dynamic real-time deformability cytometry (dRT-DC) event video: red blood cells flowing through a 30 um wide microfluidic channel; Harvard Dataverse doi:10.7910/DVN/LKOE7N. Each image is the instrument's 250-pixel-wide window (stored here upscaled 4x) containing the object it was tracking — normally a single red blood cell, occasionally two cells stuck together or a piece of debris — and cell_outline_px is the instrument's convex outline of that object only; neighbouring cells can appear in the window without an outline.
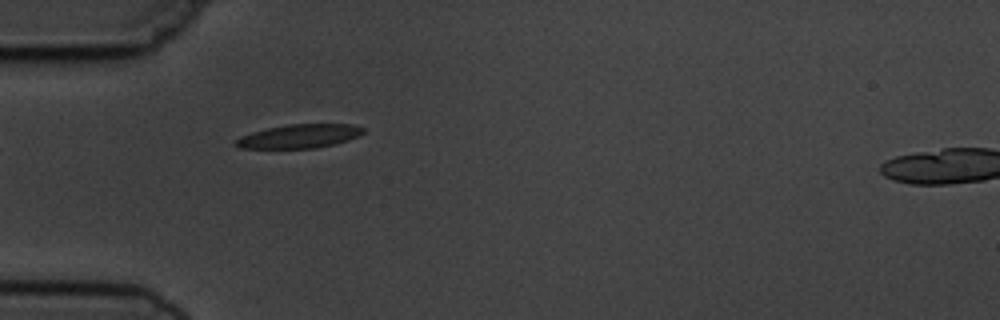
{"species": "common noctule bat (a hibernating species)", "species_latin": "Nyctalus noctula", "temperature_condition": "cold", "stored_images_in_passage": 10, "camera_frame_rate_fps": 3000, "um_per_image_px": 0.085, "animal": {"sex": "male", "body_mass_g": 19.5, "forearm_length_mm": 54.6}, "frame": {"image": 1, "passage_image": 4, "time_ms": 3.333, "image_size_px": [1000, 320], "cell_outline_px": [[364, 132], [360, 136], [336, 144], [316, 148], [240, 148], [232, 144], [232, 140], [240, 136], [252, 132], [268, 128], [288, 124], [352, 124], [364, 128]], "centroid_in_image_um": [25.42, 11.58], "position_along_channel_um": 59.6, "area_um2": 17.86}}
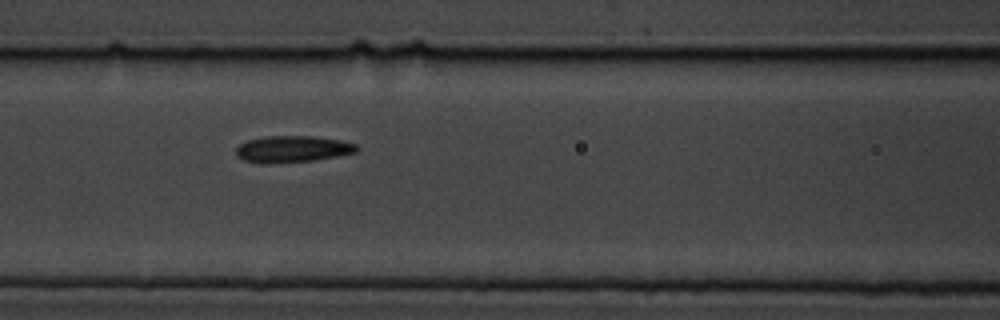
{"frame": {"image": 2, "passage_image": 6, "time_ms": 5.667, "image_size_px": [1000, 320], "cell_outline_px": [[360, 148], [356, 152], [316, 160], [268, 164], [260, 164], [244, 160], [236, 156], [236, 148], [240, 144], [248, 140], [264, 136], [312, 136], [340, 140], [356, 144]], "centroid_in_image_um": [24.84, 12.68], "position_along_channel_um": 141.8, "area_um2": 18.84}}
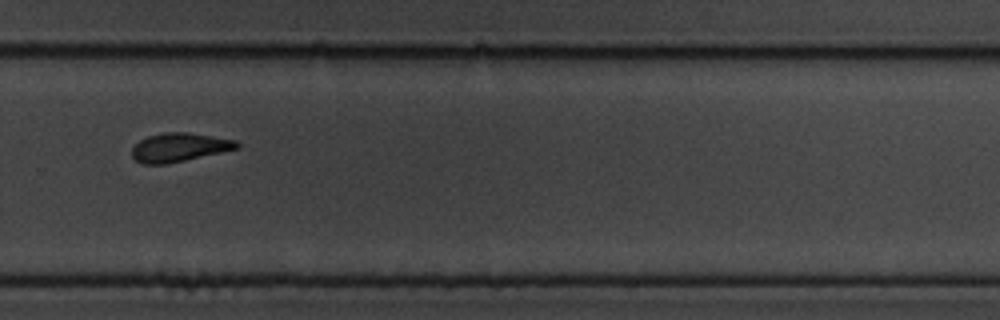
{"frame": {"image": 3, "passage_image": 10, "time_ms": 10.333, "image_size_px": [1000, 320], "cell_outline_px": [[240, 148], [184, 160], [164, 164], [140, 164], [132, 156], [132, 148], [140, 140], [148, 136], [164, 132], [188, 132], [236, 140], [240, 144]], "centroid_in_image_um": [15.23, 12.52], "position_along_channel_um": 314.6, "area_um2": 17.46}}